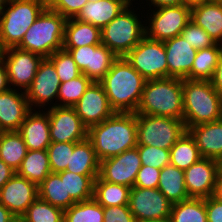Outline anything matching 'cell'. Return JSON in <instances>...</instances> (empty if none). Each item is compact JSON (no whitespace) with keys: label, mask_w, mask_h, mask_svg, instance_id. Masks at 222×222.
<instances>
[{"label":"cell","mask_w":222,"mask_h":222,"mask_svg":"<svg viewBox=\"0 0 222 222\" xmlns=\"http://www.w3.org/2000/svg\"><path fill=\"white\" fill-rule=\"evenodd\" d=\"M170 222H207L205 199L189 198L172 204Z\"/></svg>","instance_id":"e575fe53"},{"label":"cell","mask_w":222,"mask_h":222,"mask_svg":"<svg viewBox=\"0 0 222 222\" xmlns=\"http://www.w3.org/2000/svg\"><path fill=\"white\" fill-rule=\"evenodd\" d=\"M201 158L195 139L188 131L170 149V164L181 170L188 169Z\"/></svg>","instance_id":"836d02e7"},{"label":"cell","mask_w":222,"mask_h":222,"mask_svg":"<svg viewBox=\"0 0 222 222\" xmlns=\"http://www.w3.org/2000/svg\"><path fill=\"white\" fill-rule=\"evenodd\" d=\"M181 36L196 50L209 48L216 44V41L202 27L191 20L181 32Z\"/></svg>","instance_id":"7bdbcfd3"},{"label":"cell","mask_w":222,"mask_h":222,"mask_svg":"<svg viewBox=\"0 0 222 222\" xmlns=\"http://www.w3.org/2000/svg\"><path fill=\"white\" fill-rule=\"evenodd\" d=\"M38 197V185L16 173L0 189V203L16 218H21Z\"/></svg>","instance_id":"d6986e66"},{"label":"cell","mask_w":222,"mask_h":222,"mask_svg":"<svg viewBox=\"0 0 222 222\" xmlns=\"http://www.w3.org/2000/svg\"><path fill=\"white\" fill-rule=\"evenodd\" d=\"M136 222H170V218L140 220V221H136Z\"/></svg>","instance_id":"11a10c76"},{"label":"cell","mask_w":222,"mask_h":222,"mask_svg":"<svg viewBox=\"0 0 222 222\" xmlns=\"http://www.w3.org/2000/svg\"><path fill=\"white\" fill-rule=\"evenodd\" d=\"M210 82L214 89L222 95V44L218 63Z\"/></svg>","instance_id":"681fc988"},{"label":"cell","mask_w":222,"mask_h":222,"mask_svg":"<svg viewBox=\"0 0 222 222\" xmlns=\"http://www.w3.org/2000/svg\"><path fill=\"white\" fill-rule=\"evenodd\" d=\"M103 215L104 207L92 198L65 209L63 222H103Z\"/></svg>","instance_id":"d590c367"},{"label":"cell","mask_w":222,"mask_h":222,"mask_svg":"<svg viewBox=\"0 0 222 222\" xmlns=\"http://www.w3.org/2000/svg\"><path fill=\"white\" fill-rule=\"evenodd\" d=\"M133 0H100L87 2L74 17L102 29L116 18Z\"/></svg>","instance_id":"cb8c5ba5"},{"label":"cell","mask_w":222,"mask_h":222,"mask_svg":"<svg viewBox=\"0 0 222 222\" xmlns=\"http://www.w3.org/2000/svg\"><path fill=\"white\" fill-rule=\"evenodd\" d=\"M146 79L125 57H118L99 81L115 112L135 113L140 103Z\"/></svg>","instance_id":"7a4b0ae2"},{"label":"cell","mask_w":222,"mask_h":222,"mask_svg":"<svg viewBox=\"0 0 222 222\" xmlns=\"http://www.w3.org/2000/svg\"><path fill=\"white\" fill-rule=\"evenodd\" d=\"M62 49L71 54L81 73L93 82H99L118 58L107 46L102 44Z\"/></svg>","instance_id":"5bb4252c"},{"label":"cell","mask_w":222,"mask_h":222,"mask_svg":"<svg viewBox=\"0 0 222 222\" xmlns=\"http://www.w3.org/2000/svg\"><path fill=\"white\" fill-rule=\"evenodd\" d=\"M92 83L82 73L72 80L62 82L58 91V106L74 107Z\"/></svg>","instance_id":"74e56055"},{"label":"cell","mask_w":222,"mask_h":222,"mask_svg":"<svg viewBox=\"0 0 222 222\" xmlns=\"http://www.w3.org/2000/svg\"><path fill=\"white\" fill-rule=\"evenodd\" d=\"M47 0H9L0 14V46L2 50L17 47L41 12Z\"/></svg>","instance_id":"52a82bcc"},{"label":"cell","mask_w":222,"mask_h":222,"mask_svg":"<svg viewBox=\"0 0 222 222\" xmlns=\"http://www.w3.org/2000/svg\"><path fill=\"white\" fill-rule=\"evenodd\" d=\"M88 139L99 161L137 147L136 113L116 112L100 124L91 126Z\"/></svg>","instance_id":"6da1fadb"},{"label":"cell","mask_w":222,"mask_h":222,"mask_svg":"<svg viewBox=\"0 0 222 222\" xmlns=\"http://www.w3.org/2000/svg\"><path fill=\"white\" fill-rule=\"evenodd\" d=\"M96 1H100V0H83V2H96Z\"/></svg>","instance_id":"680465c9"},{"label":"cell","mask_w":222,"mask_h":222,"mask_svg":"<svg viewBox=\"0 0 222 222\" xmlns=\"http://www.w3.org/2000/svg\"><path fill=\"white\" fill-rule=\"evenodd\" d=\"M139 2V6L144 10L147 9H156L159 7H168V6H179L183 4H187L186 0H136ZM144 3L146 5H144ZM143 4V5H142ZM149 6V7H148Z\"/></svg>","instance_id":"c3c4849f"},{"label":"cell","mask_w":222,"mask_h":222,"mask_svg":"<svg viewBox=\"0 0 222 222\" xmlns=\"http://www.w3.org/2000/svg\"><path fill=\"white\" fill-rule=\"evenodd\" d=\"M130 189L97 177L94 180L93 198L103 207L128 205Z\"/></svg>","instance_id":"1f68e13d"},{"label":"cell","mask_w":222,"mask_h":222,"mask_svg":"<svg viewBox=\"0 0 222 222\" xmlns=\"http://www.w3.org/2000/svg\"><path fill=\"white\" fill-rule=\"evenodd\" d=\"M17 218L0 203V222H15Z\"/></svg>","instance_id":"db71d44e"},{"label":"cell","mask_w":222,"mask_h":222,"mask_svg":"<svg viewBox=\"0 0 222 222\" xmlns=\"http://www.w3.org/2000/svg\"><path fill=\"white\" fill-rule=\"evenodd\" d=\"M51 173L47 150H28L16 174L39 185Z\"/></svg>","instance_id":"f546056e"},{"label":"cell","mask_w":222,"mask_h":222,"mask_svg":"<svg viewBox=\"0 0 222 222\" xmlns=\"http://www.w3.org/2000/svg\"><path fill=\"white\" fill-rule=\"evenodd\" d=\"M48 153L51 172L65 171L70 160V152L74 150V143L51 142L46 149Z\"/></svg>","instance_id":"60d3db41"},{"label":"cell","mask_w":222,"mask_h":222,"mask_svg":"<svg viewBox=\"0 0 222 222\" xmlns=\"http://www.w3.org/2000/svg\"><path fill=\"white\" fill-rule=\"evenodd\" d=\"M77 115L89 129L100 124L116 112L111 107L103 86L93 82L74 106Z\"/></svg>","instance_id":"e0dca14e"},{"label":"cell","mask_w":222,"mask_h":222,"mask_svg":"<svg viewBox=\"0 0 222 222\" xmlns=\"http://www.w3.org/2000/svg\"><path fill=\"white\" fill-rule=\"evenodd\" d=\"M48 59L54 64L61 83L81 74L71 54L64 49L56 51Z\"/></svg>","instance_id":"ab89813d"},{"label":"cell","mask_w":222,"mask_h":222,"mask_svg":"<svg viewBox=\"0 0 222 222\" xmlns=\"http://www.w3.org/2000/svg\"><path fill=\"white\" fill-rule=\"evenodd\" d=\"M10 88L5 64L0 60V92L7 91Z\"/></svg>","instance_id":"816d5d0a"},{"label":"cell","mask_w":222,"mask_h":222,"mask_svg":"<svg viewBox=\"0 0 222 222\" xmlns=\"http://www.w3.org/2000/svg\"><path fill=\"white\" fill-rule=\"evenodd\" d=\"M142 165L162 169L170 164V150L153 146L137 145Z\"/></svg>","instance_id":"b9f144b4"},{"label":"cell","mask_w":222,"mask_h":222,"mask_svg":"<svg viewBox=\"0 0 222 222\" xmlns=\"http://www.w3.org/2000/svg\"><path fill=\"white\" fill-rule=\"evenodd\" d=\"M21 219L25 222H63L64 210L38 197L21 216Z\"/></svg>","instance_id":"f35d334b"},{"label":"cell","mask_w":222,"mask_h":222,"mask_svg":"<svg viewBox=\"0 0 222 222\" xmlns=\"http://www.w3.org/2000/svg\"><path fill=\"white\" fill-rule=\"evenodd\" d=\"M98 175H79L65 170L66 197L75 202H82L93 198L94 180Z\"/></svg>","instance_id":"8d00e7d4"},{"label":"cell","mask_w":222,"mask_h":222,"mask_svg":"<svg viewBox=\"0 0 222 222\" xmlns=\"http://www.w3.org/2000/svg\"><path fill=\"white\" fill-rule=\"evenodd\" d=\"M86 3L83 0H47V7L68 19L75 17Z\"/></svg>","instance_id":"ee69618b"},{"label":"cell","mask_w":222,"mask_h":222,"mask_svg":"<svg viewBox=\"0 0 222 222\" xmlns=\"http://www.w3.org/2000/svg\"><path fill=\"white\" fill-rule=\"evenodd\" d=\"M16 172L0 159V189Z\"/></svg>","instance_id":"f907efd6"},{"label":"cell","mask_w":222,"mask_h":222,"mask_svg":"<svg viewBox=\"0 0 222 222\" xmlns=\"http://www.w3.org/2000/svg\"><path fill=\"white\" fill-rule=\"evenodd\" d=\"M206 1H211V0H186L187 5H195L197 3H202V2H206Z\"/></svg>","instance_id":"9f6ffc18"},{"label":"cell","mask_w":222,"mask_h":222,"mask_svg":"<svg viewBox=\"0 0 222 222\" xmlns=\"http://www.w3.org/2000/svg\"><path fill=\"white\" fill-rule=\"evenodd\" d=\"M144 12L145 36L162 42L181 35L191 20V6L187 4L148 9Z\"/></svg>","instance_id":"9c48e42d"},{"label":"cell","mask_w":222,"mask_h":222,"mask_svg":"<svg viewBox=\"0 0 222 222\" xmlns=\"http://www.w3.org/2000/svg\"><path fill=\"white\" fill-rule=\"evenodd\" d=\"M30 111L25 92L13 88L0 92V126L3 131H18Z\"/></svg>","instance_id":"ffe728a7"},{"label":"cell","mask_w":222,"mask_h":222,"mask_svg":"<svg viewBox=\"0 0 222 222\" xmlns=\"http://www.w3.org/2000/svg\"><path fill=\"white\" fill-rule=\"evenodd\" d=\"M195 139L201 157L222 160V119L187 130Z\"/></svg>","instance_id":"603a6c76"},{"label":"cell","mask_w":222,"mask_h":222,"mask_svg":"<svg viewBox=\"0 0 222 222\" xmlns=\"http://www.w3.org/2000/svg\"><path fill=\"white\" fill-rule=\"evenodd\" d=\"M103 222H136L128 205L104 207Z\"/></svg>","instance_id":"bcb514c9"},{"label":"cell","mask_w":222,"mask_h":222,"mask_svg":"<svg viewBox=\"0 0 222 222\" xmlns=\"http://www.w3.org/2000/svg\"><path fill=\"white\" fill-rule=\"evenodd\" d=\"M207 222H222V201L214 196L205 198Z\"/></svg>","instance_id":"7dc6e473"},{"label":"cell","mask_w":222,"mask_h":222,"mask_svg":"<svg viewBox=\"0 0 222 222\" xmlns=\"http://www.w3.org/2000/svg\"><path fill=\"white\" fill-rule=\"evenodd\" d=\"M129 209L136 221L170 218L172 203L158 188L132 187Z\"/></svg>","instance_id":"9a60e30c"},{"label":"cell","mask_w":222,"mask_h":222,"mask_svg":"<svg viewBox=\"0 0 222 222\" xmlns=\"http://www.w3.org/2000/svg\"><path fill=\"white\" fill-rule=\"evenodd\" d=\"M135 113L183 120V79L168 77L146 80Z\"/></svg>","instance_id":"3957f363"},{"label":"cell","mask_w":222,"mask_h":222,"mask_svg":"<svg viewBox=\"0 0 222 222\" xmlns=\"http://www.w3.org/2000/svg\"><path fill=\"white\" fill-rule=\"evenodd\" d=\"M4 131L1 129V126H0V135L3 133Z\"/></svg>","instance_id":"be15d7a7"},{"label":"cell","mask_w":222,"mask_h":222,"mask_svg":"<svg viewBox=\"0 0 222 222\" xmlns=\"http://www.w3.org/2000/svg\"><path fill=\"white\" fill-rule=\"evenodd\" d=\"M2 48H1V46H0V60H1V56H2Z\"/></svg>","instance_id":"6125c7cd"},{"label":"cell","mask_w":222,"mask_h":222,"mask_svg":"<svg viewBox=\"0 0 222 222\" xmlns=\"http://www.w3.org/2000/svg\"><path fill=\"white\" fill-rule=\"evenodd\" d=\"M99 166L100 161L88 138L74 143V150L70 152V160L66 171L79 175H98Z\"/></svg>","instance_id":"4316f807"},{"label":"cell","mask_w":222,"mask_h":222,"mask_svg":"<svg viewBox=\"0 0 222 222\" xmlns=\"http://www.w3.org/2000/svg\"><path fill=\"white\" fill-rule=\"evenodd\" d=\"M15 222H25V221H23L21 218H17V219L15 220Z\"/></svg>","instance_id":"91938a15"},{"label":"cell","mask_w":222,"mask_h":222,"mask_svg":"<svg viewBox=\"0 0 222 222\" xmlns=\"http://www.w3.org/2000/svg\"><path fill=\"white\" fill-rule=\"evenodd\" d=\"M168 77L185 79L191 72L197 50L181 35L164 41Z\"/></svg>","instance_id":"7402d4cb"},{"label":"cell","mask_w":222,"mask_h":222,"mask_svg":"<svg viewBox=\"0 0 222 222\" xmlns=\"http://www.w3.org/2000/svg\"><path fill=\"white\" fill-rule=\"evenodd\" d=\"M220 51V43H216L209 48L197 50L191 72L186 78L210 81L218 63Z\"/></svg>","instance_id":"d6a6232c"},{"label":"cell","mask_w":222,"mask_h":222,"mask_svg":"<svg viewBox=\"0 0 222 222\" xmlns=\"http://www.w3.org/2000/svg\"><path fill=\"white\" fill-rule=\"evenodd\" d=\"M142 166L137 147L100 161L98 177L110 183L134 187Z\"/></svg>","instance_id":"2e32d148"},{"label":"cell","mask_w":222,"mask_h":222,"mask_svg":"<svg viewBox=\"0 0 222 222\" xmlns=\"http://www.w3.org/2000/svg\"><path fill=\"white\" fill-rule=\"evenodd\" d=\"M45 111L49 115L51 142L78 143L88 138V128L74 107L55 106Z\"/></svg>","instance_id":"4fadbf2b"},{"label":"cell","mask_w":222,"mask_h":222,"mask_svg":"<svg viewBox=\"0 0 222 222\" xmlns=\"http://www.w3.org/2000/svg\"><path fill=\"white\" fill-rule=\"evenodd\" d=\"M220 161L202 157L184 170L185 186L189 198H208L213 196Z\"/></svg>","instance_id":"ac0fdd59"},{"label":"cell","mask_w":222,"mask_h":222,"mask_svg":"<svg viewBox=\"0 0 222 222\" xmlns=\"http://www.w3.org/2000/svg\"><path fill=\"white\" fill-rule=\"evenodd\" d=\"M161 169L142 165L137 173L134 187L158 188Z\"/></svg>","instance_id":"f6af8a7d"},{"label":"cell","mask_w":222,"mask_h":222,"mask_svg":"<svg viewBox=\"0 0 222 222\" xmlns=\"http://www.w3.org/2000/svg\"><path fill=\"white\" fill-rule=\"evenodd\" d=\"M191 21L222 44V3L206 1L191 6Z\"/></svg>","instance_id":"d4e9b609"},{"label":"cell","mask_w":222,"mask_h":222,"mask_svg":"<svg viewBox=\"0 0 222 222\" xmlns=\"http://www.w3.org/2000/svg\"><path fill=\"white\" fill-rule=\"evenodd\" d=\"M65 22L64 16L46 7L17 47L48 58L63 48Z\"/></svg>","instance_id":"8992f818"},{"label":"cell","mask_w":222,"mask_h":222,"mask_svg":"<svg viewBox=\"0 0 222 222\" xmlns=\"http://www.w3.org/2000/svg\"><path fill=\"white\" fill-rule=\"evenodd\" d=\"M1 60L5 64L10 87L26 92L43 57L18 47H11L2 51Z\"/></svg>","instance_id":"7c38bea8"},{"label":"cell","mask_w":222,"mask_h":222,"mask_svg":"<svg viewBox=\"0 0 222 222\" xmlns=\"http://www.w3.org/2000/svg\"><path fill=\"white\" fill-rule=\"evenodd\" d=\"M144 20V9L133 0L101 29V44L107 46L116 56L124 57L145 37Z\"/></svg>","instance_id":"5b68a950"},{"label":"cell","mask_w":222,"mask_h":222,"mask_svg":"<svg viewBox=\"0 0 222 222\" xmlns=\"http://www.w3.org/2000/svg\"><path fill=\"white\" fill-rule=\"evenodd\" d=\"M124 57L146 80L168 78L166 51L162 41L145 36Z\"/></svg>","instance_id":"30bf717a"},{"label":"cell","mask_w":222,"mask_h":222,"mask_svg":"<svg viewBox=\"0 0 222 222\" xmlns=\"http://www.w3.org/2000/svg\"><path fill=\"white\" fill-rule=\"evenodd\" d=\"M27 151V146L18 131H4L0 135V159L15 172Z\"/></svg>","instance_id":"4dcf8cb0"},{"label":"cell","mask_w":222,"mask_h":222,"mask_svg":"<svg viewBox=\"0 0 222 222\" xmlns=\"http://www.w3.org/2000/svg\"><path fill=\"white\" fill-rule=\"evenodd\" d=\"M213 196L222 201V168L220 167L217 176Z\"/></svg>","instance_id":"f5cc1de1"},{"label":"cell","mask_w":222,"mask_h":222,"mask_svg":"<svg viewBox=\"0 0 222 222\" xmlns=\"http://www.w3.org/2000/svg\"><path fill=\"white\" fill-rule=\"evenodd\" d=\"M211 2L222 3V0H211Z\"/></svg>","instance_id":"94428289"},{"label":"cell","mask_w":222,"mask_h":222,"mask_svg":"<svg viewBox=\"0 0 222 222\" xmlns=\"http://www.w3.org/2000/svg\"><path fill=\"white\" fill-rule=\"evenodd\" d=\"M183 121L190 127L222 119V95L207 80L183 79Z\"/></svg>","instance_id":"277c9868"},{"label":"cell","mask_w":222,"mask_h":222,"mask_svg":"<svg viewBox=\"0 0 222 222\" xmlns=\"http://www.w3.org/2000/svg\"><path fill=\"white\" fill-rule=\"evenodd\" d=\"M18 132L28 150H46L51 144L48 113L45 110H31Z\"/></svg>","instance_id":"44dd1931"},{"label":"cell","mask_w":222,"mask_h":222,"mask_svg":"<svg viewBox=\"0 0 222 222\" xmlns=\"http://www.w3.org/2000/svg\"><path fill=\"white\" fill-rule=\"evenodd\" d=\"M60 84L54 64L48 58H43L33 82L25 92L31 110H46L58 106Z\"/></svg>","instance_id":"8fae6325"},{"label":"cell","mask_w":222,"mask_h":222,"mask_svg":"<svg viewBox=\"0 0 222 222\" xmlns=\"http://www.w3.org/2000/svg\"><path fill=\"white\" fill-rule=\"evenodd\" d=\"M137 145L170 150L187 132L184 121L170 117L136 114Z\"/></svg>","instance_id":"ba28073f"},{"label":"cell","mask_w":222,"mask_h":222,"mask_svg":"<svg viewBox=\"0 0 222 222\" xmlns=\"http://www.w3.org/2000/svg\"><path fill=\"white\" fill-rule=\"evenodd\" d=\"M158 189L172 204L189 199L185 186L184 170L171 164L161 169Z\"/></svg>","instance_id":"83f0119b"},{"label":"cell","mask_w":222,"mask_h":222,"mask_svg":"<svg viewBox=\"0 0 222 222\" xmlns=\"http://www.w3.org/2000/svg\"><path fill=\"white\" fill-rule=\"evenodd\" d=\"M38 192L40 199L63 210L76 203L71 197H66L65 171L51 172L38 185Z\"/></svg>","instance_id":"f1b7e54d"},{"label":"cell","mask_w":222,"mask_h":222,"mask_svg":"<svg viewBox=\"0 0 222 222\" xmlns=\"http://www.w3.org/2000/svg\"><path fill=\"white\" fill-rule=\"evenodd\" d=\"M9 0H0V14L3 11V9L6 7Z\"/></svg>","instance_id":"6f0895ef"},{"label":"cell","mask_w":222,"mask_h":222,"mask_svg":"<svg viewBox=\"0 0 222 222\" xmlns=\"http://www.w3.org/2000/svg\"><path fill=\"white\" fill-rule=\"evenodd\" d=\"M101 44V29L94 25L68 18L64 27L63 48H77Z\"/></svg>","instance_id":"484cf974"}]
</instances>
